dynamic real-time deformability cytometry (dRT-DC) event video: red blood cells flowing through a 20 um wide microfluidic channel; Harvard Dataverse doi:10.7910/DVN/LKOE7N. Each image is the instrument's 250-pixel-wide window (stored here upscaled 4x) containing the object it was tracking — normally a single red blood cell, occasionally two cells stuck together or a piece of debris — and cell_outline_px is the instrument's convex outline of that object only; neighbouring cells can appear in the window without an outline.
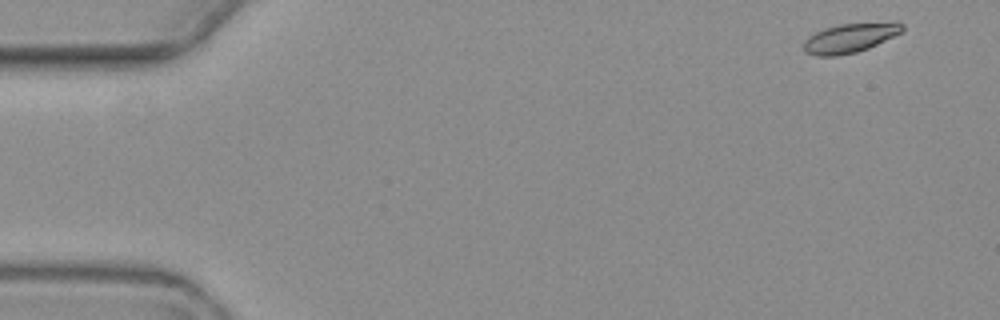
{"species": "common noctule bat (a hibernating species)", "species_latin": "Nyctalus noctula", "temperature_condition": "warm", "stored_images_in_passage": 5, "camera_frame_rate_fps": 3000, "um_per_image_px": 0.085, "animal": {"sex": "female", "body_mass_g": 19.3, "forearm_length_mm": 54.1}, "frame": {"image": 1, "passage_image": 1, "time_ms": 0.0, "image_size_px": [1000, 320], "cell_outline_px": [[904, 28], [900, 32], [868, 48], [856, 52], [836, 56], [816, 56], [804, 52], [804, 40], [808, 36], [824, 28], [840, 24], [892, 20], [896, 20], [904, 24]], "centroid_in_image_um": [72.27, 3.19], "position_along_channel_um": 12.7, "area_um2": 17.11}}
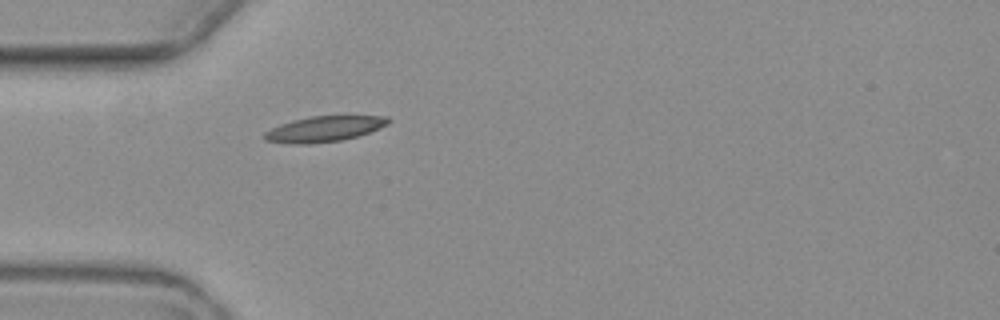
{"frame": {"image": 2, "passage_image": 5, "time_ms": 4.667, "image_size_px": [1000, 320], "cell_outline_px": [[392, 120], [388, 124], [380, 128], [356, 136], [340, 140], [312, 144], [292, 144], [264, 140], [264, 132], [280, 124], [292, 120], [312, 116], [388, 116]], "centroid_in_image_um": [27.55, 10.96], "position_along_channel_um": 57.5, "area_um2": 18.38}}